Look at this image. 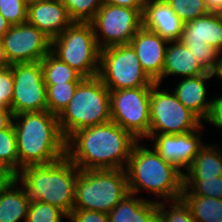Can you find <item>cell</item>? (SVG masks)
Wrapping results in <instances>:
<instances>
[{
    "mask_svg": "<svg viewBox=\"0 0 222 222\" xmlns=\"http://www.w3.org/2000/svg\"><path fill=\"white\" fill-rule=\"evenodd\" d=\"M222 143H206L183 173L184 180H204L222 176Z\"/></svg>",
    "mask_w": 222,
    "mask_h": 222,
    "instance_id": "603a6c76",
    "label": "cell"
},
{
    "mask_svg": "<svg viewBox=\"0 0 222 222\" xmlns=\"http://www.w3.org/2000/svg\"><path fill=\"white\" fill-rule=\"evenodd\" d=\"M98 77L110 91L151 87L155 83L143 71L130 43L101 50Z\"/></svg>",
    "mask_w": 222,
    "mask_h": 222,
    "instance_id": "ba28073f",
    "label": "cell"
},
{
    "mask_svg": "<svg viewBox=\"0 0 222 222\" xmlns=\"http://www.w3.org/2000/svg\"><path fill=\"white\" fill-rule=\"evenodd\" d=\"M0 40L11 65L41 61L51 51V39L28 22L11 25Z\"/></svg>",
    "mask_w": 222,
    "mask_h": 222,
    "instance_id": "9a60e30c",
    "label": "cell"
},
{
    "mask_svg": "<svg viewBox=\"0 0 222 222\" xmlns=\"http://www.w3.org/2000/svg\"><path fill=\"white\" fill-rule=\"evenodd\" d=\"M11 64L6 56L5 50L3 48L2 42L0 40V69H5L10 67Z\"/></svg>",
    "mask_w": 222,
    "mask_h": 222,
    "instance_id": "b9f144b4",
    "label": "cell"
},
{
    "mask_svg": "<svg viewBox=\"0 0 222 222\" xmlns=\"http://www.w3.org/2000/svg\"><path fill=\"white\" fill-rule=\"evenodd\" d=\"M79 168L67 157L46 165H30L17 173L31 200L57 206L68 216L73 211Z\"/></svg>",
    "mask_w": 222,
    "mask_h": 222,
    "instance_id": "277c9868",
    "label": "cell"
},
{
    "mask_svg": "<svg viewBox=\"0 0 222 222\" xmlns=\"http://www.w3.org/2000/svg\"><path fill=\"white\" fill-rule=\"evenodd\" d=\"M150 92L151 87L110 91L111 121L138 141L149 136Z\"/></svg>",
    "mask_w": 222,
    "mask_h": 222,
    "instance_id": "30bf717a",
    "label": "cell"
},
{
    "mask_svg": "<svg viewBox=\"0 0 222 222\" xmlns=\"http://www.w3.org/2000/svg\"><path fill=\"white\" fill-rule=\"evenodd\" d=\"M27 11L23 0H0V13L11 25L26 23Z\"/></svg>",
    "mask_w": 222,
    "mask_h": 222,
    "instance_id": "d6a6232c",
    "label": "cell"
},
{
    "mask_svg": "<svg viewBox=\"0 0 222 222\" xmlns=\"http://www.w3.org/2000/svg\"><path fill=\"white\" fill-rule=\"evenodd\" d=\"M184 189L191 196L222 199V176L204 180H184Z\"/></svg>",
    "mask_w": 222,
    "mask_h": 222,
    "instance_id": "4dcf8cb0",
    "label": "cell"
},
{
    "mask_svg": "<svg viewBox=\"0 0 222 222\" xmlns=\"http://www.w3.org/2000/svg\"><path fill=\"white\" fill-rule=\"evenodd\" d=\"M68 219L69 216L57 206L31 200L26 222H63Z\"/></svg>",
    "mask_w": 222,
    "mask_h": 222,
    "instance_id": "83f0119b",
    "label": "cell"
},
{
    "mask_svg": "<svg viewBox=\"0 0 222 222\" xmlns=\"http://www.w3.org/2000/svg\"><path fill=\"white\" fill-rule=\"evenodd\" d=\"M14 93V79L11 66L0 69V106L11 109V100Z\"/></svg>",
    "mask_w": 222,
    "mask_h": 222,
    "instance_id": "e575fe53",
    "label": "cell"
},
{
    "mask_svg": "<svg viewBox=\"0 0 222 222\" xmlns=\"http://www.w3.org/2000/svg\"><path fill=\"white\" fill-rule=\"evenodd\" d=\"M206 129L203 125L197 130L183 134H149L147 141L159 156L176 166L183 173L193 163L195 156L207 142L203 139ZM204 140V141H203Z\"/></svg>",
    "mask_w": 222,
    "mask_h": 222,
    "instance_id": "5bb4252c",
    "label": "cell"
},
{
    "mask_svg": "<svg viewBox=\"0 0 222 222\" xmlns=\"http://www.w3.org/2000/svg\"><path fill=\"white\" fill-rule=\"evenodd\" d=\"M158 222H196L182 198L158 202Z\"/></svg>",
    "mask_w": 222,
    "mask_h": 222,
    "instance_id": "4316f807",
    "label": "cell"
},
{
    "mask_svg": "<svg viewBox=\"0 0 222 222\" xmlns=\"http://www.w3.org/2000/svg\"><path fill=\"white\" fill-rule=\"evenodd\" d=\"M19 171L30 165L54 163L66 156V139L59 128L58 116L49 111L14 115Z\"/></svg>",
    "mask_w": 222,
    "mask_h": 222,
    "instance_id": "3957f363",
    "label": "cell"
},
{
    "mask_svg": "<svg viewBox=\"0 0 222 222\" xmlns=\"http://www.w3.org/2000/svg\"><path fill=\"white\" fill-rule=\"evenodd\" d=\"M217 92L220 94L212 93L214 95H211L210 108L206 118L202 122V125L205 128L207 126L215 127L214 129H218V133H220V131H222V93L221 91Z\"/></svg>",
    "mask_w": 222,
    "mask_h": 222,
    "instance_id": "836d02e7",
    "label": "cell"
},
{
    "mask_svg": "<svg viewBox=\"0 0 222 222\" xmlns=\"http://www.w3.org/2000/svg\"><path fill=\"white\" fill-rule=\"evenodd\" d=\"M14 93L11 111L14 115L23 112L48 111L46 85L40 61L11 65Z\"/></svg>",
    "mask_w": 222,
    "mask_h": 222,
    "instance_id": "4fadbf2b",
    "label": "cell"
},
{
    "mask_svg": "<svg viewBox=\"0 0 222 222\" xmlns=\"http://www.w3.org/2000/svg\"><path fill=\"white\" fill-rule=\"evenodd\" d=\"M205 73L206 71L181 40L168 42L161 75V84L165 83L166 78H187Z\"/></svg>",
    "mask_w": 222,
    "mask_h": 222,
    "instance_id": "ffe728a7",
    "label": "cell"
},
{
    "mask_svg": "<svg viewBox=\"0 0 222 222\" xmlns=\"http://www.w3.org/2000/svg\"><path fill=\"white\" fill-rule=\"evenodd\" d=\"M211 79V73L206 72L198 76L179 78L177 81L175 78V84H170L178 100L202 122L210 108L211 97L208 96L212 93H209L210 85L207 82L212 81Z\"/></svg>",
    "mask_w": 222,
    "mask_h": 222,
    "instance_id": "d6986e66",
    "label": "cell"
},
{
    "mask_svg": "<svg viewBox=\"0 0 222 222\" xmlns=\"http://www.w3.org/2000/svg\"><path fill=\"white\" fill-rule=\"evenodd\" d=\"M130 44L136 51L143 71L153 82L161 84L168 41L142 26Z\"/></svg>",
    "mask_w": 222,
    "mask_h": 222,
    "instance_id": "2e32d148",
    "label": "cell"
},
{
    "mask_svg": "<svg viewBox=\"0 0 222 222\" xmlns=\"http://www.w3.org/2000/svg\"><path fill=\"white\" fill-rule=\"evenodd\" d=\"M210 12L222 13V0H205Z\"/></svg>",
    "mask_w": 222,
    "mask_h": 222,
    "instance_id": "60d3db41",
    "label": "cell"
},
{
    "mask_svg": "<svg viewBox=\"0 0 222 222\" xmlns=\"http://www.w3.org/2000/svg\"><path fill=\"white\" fill-rule=\"evenodd\" d=\"M181 198L188 205L196 222H222V199L191 196L185 189Z\"/></svg>",
    "mask_w": 222,
    "mask_h": 222,
    "instance_id": "cb8c5ba5",
    "label": "cell"
},
{
    "mask_svg": "<svg viewBox=\"0 0 222 222\" xmlns=\"http://www.w3.org/2000/svg\"><path fill=\"white\" fill-rule=\"evenodd\" d=\"M128 194L125 169L80 170L73 209L108 214Z\"/></svg>",
    "mask_w": 222,
    "mask_h": 222,
    "instance_id": "8992f818",
    "label": "cell"
},
{
    "mask_svg": "<svg viewBox=\"0 0 222 222\" xmlns=\"http://www.w3.org/2000/svg\"><path fill=\"white\" fill-rule=\"evenodd\" d=\"M210 73L212 80L214 79L216 81V79H218L219 82L222 84V51L218 52L215 66Z\"/></svg>",
    "mask_w": 222,
    "mask_h": 222,
    "instance_id": "ab89813d",
    "label": "cell"
},
{
    "mask_svg": "<svg viewBox=\"0 0 222 222\" xmlns=\"http://www.w3.org/2000/svg\"><path fill=\"white\" fill-rule=\"evenodd\" d=\"M142 26L171 42L181 40L184 22L166 0H146L142 12Z\"/></svg>",
    "mask_w": 222,
    "mask_h": 222,
    "instance_id": "e0dca14e",
    "label": "cell"
},
{
    "mask_svg": "<svg viewBox=\"0 0 222 222\" xmlns=\"http://www.w3.org/2000/svg\"><path fill=\"white\" fill-rule=\"evenodd\" d=\"M30 202L18 180L8 183L0 193V222H26Z\"/></svg>",
    "mask_w": 222,
    "mask_h": 222,
    "instance_id": "7402d4cb",
    "label": "cell"
},
{
    "mask_svg": "<svg viewBox=\"0 0 222 222\" xmlns=\"http://www.w3.org/2000/svg\"><path fill=\"white\" fill-rule=\"evenodd\" d=\"M137 141L109 121L72 133L66 139V156L79 170L125 169Z\"/></svg>",
    "mask_w": 222,
    "mask_h": 222,
    "instance_id": "6da1fadb",
    "label": "cell"
},
{
    "mask_svg": "<svg viewBox=\"0 0 222 222\" xmlns=\"http://www.w3.org/2000/svg\"><path fill=\"white\" fill-rule=\"evenodd\" d=\"M166 2L184 23L210 13L205 0H166Z\"/></svg>",
    "mask_w": 222,
    "mask_h": 222,
    "instance_id": "f546056e",
    "label": "cell"
},
{
    "mask_svg": "<svg viewBox=\"0 0 222 222\" xmlns=\"http://www.w3.org/2000/svg\"><path fill=\"white\" fill-rule=\"evenodd\" d=\"M27 6L38 3V2H43V1H48V0H23Z\"/></svg>",
    "mask_w": 222,
    "mask_h": 222,
    "instance_id": "f6af8a7d",
    "label": "cell"
},
{
    "mask_svg": "<svg viewBox=\"0 0 222 222\" xmlns=\"http://www.w3.org/2000/svg\"><path fill=\"white\" fill-rule=\"evenodd\" d=\"M0 176L8 183H12L17 180V172L2 158H0Z\"/></svg>",
    "mask_w": 222,
    "mask_h": 222,
    "instance_id": "8d00e7d4",
    "label": "cell"
},
{
    "mask_svg": "<svg viewBox=\"0 0 222 222\" xmlns=\"http://www.w3.org/2000/svg\"><path fill=\"white\" fill-rule=\"evenodd\" d=\"M80 82L46 85L47 107L51 114L59 116L72 99Z\"/></svg>",
    "mask_w": 222,
    "mask_h": 222,
    "instance_id": "484cf974",
    "label": "cell"
},
{
    "mask_svg": "<svg viewBox=\"0 0 222 222\" xmlns=\"http://www.w3.org/2000/svg\"><path fill=\"white\" fill-rule=\"evenodd\" d=\"M13 118L11 109L0 106V131L9 128L13 124Z\"/></svg>",
    "mask_w": 222,
    "mask_h": 222,
    "instance_id": "74e56055",
    "label": "cell"
},
{
    "mask_svg": "<svg viewBox=\"0 0 222 222\" xmlns=\"http://www.w3.org/2000/svg\"><path fill=\"white\" fill-rule=\"evenodd\" d=\"M109 121L110 90L98 76L84 78L67 107L58 116L59 128L65 139L77 130Z\"/></svg>",
    "mask_w": 222,
    "mask_h": 222,
    "instance_id": "5b68a950",
    "label": "cell"
},
{
    "mask_svg": "<svg viewBox=\"0 0 222 222\" xmlns=\"http://www.w3.org/2000/svg\"><path fill=\"white\" fill-rule=\"evenodd\" d=\"M51 52L84 78L98 76L101 49L91 23L74 22L51 40Z\"/></svg>",
    "mask_w": 222,
    "mask_h": 222,
    "instance_id": "52a82bcc",
    "label": "cell"
},
{
    "mask_svg": "<svg viewBox=\"0 0 222 222\" xmlns=\"http://www.w3.org/2000/svg\"><path fill=\"white\" fill-rule=\"evenodd\" d=\"M69 222H109L108 214L81 209H73L69 215Z\"/></svg>",
    "mask_w": 222,
    "mask_h": 222,
    "instance_id": "d590c367",
    "label": "cell"
},
{
    "mask_svg": "<svg viewBox=\"0 0 222 222\" xmlns=\"http://www.w3.org/2000/svg\"><path fill=\"white\" fill-rule=\"evenodd\" d=\"M8 185V182L0 176V193Z\"/></svg>",
    "mask_w": 222,
    "mask_h": 222,
    "instance_id": "ee69618b",
    "label": "cell"
},
{
    "mask_svg": "<svg viewBox=\"0 0 222 222\" xmlns=\"http://www.w3.org/2000/svg\"><path fill=\"white\" fill-rule=\"evenodd\" d=\"M62 2L71 19L80 23H90L104 3L103 0H62Z\"/></svg>",
    "mask_w": 222,
    "mask_h": 222,
    "instance_id": "f1b7e54d",
    "label": "cell"
},
{
    "mask_svg": "<svg viewBox=\"0 0 222 222\" xmlns=\"http://www.w3.org/2000/svg\"><path fill=\"white\" fill-rule=\"evenodd\" d=\"M181 41L201 67L206 72H211L218 52L222 51V13L210 12L184 23Z\"/></svg>",
    "mask_w": 222,
    "mask_h": 222,
    "instance_id": "7c38bea8",
    "label": "cell"
},
{
    "mask_svg": "<svg viewBox=\"0 0 222 222\" xmlns=\"http://www.w3.org/2000/svg\"><path fill=\"white\" fill-rule=\"evenodd\" d=\"M10 27H11V24L0 13V39L10 29Z\"/></svg>",
    "mask_w": 222,
    "mask_h": 222,
    "instance_id": "7bdbcfd3",
    "label": "cell"
},
{
    "mask_svg": "<svg viewBox=\"0 0 222 222\" xmlns=\"http://www.w3.org/2000/svg\"><path fill=\"white\" fill-rule=\"evenodd\" d=\"M45 85L81 82L84 77L51 51L40 61Z\"/></svg>",
    "mask_w": 222,
    "mask_h": 222,
    "instance_id": "d4e9b609",
    "label": "cell"
},
{
    "mask_svg": "<svg viewBox=\"0 0 222 222\" xmlns=\"http://www.w3.org/2000/svg\"><path fill=\"white\" fill-rule=\"evenodd\" d=\"M129 193L109 213V222H158V202Z\"/></svg>",
    "mask_w": 222,
    "mask_h": 222,
    "instance_id": "44dd1931",
    "label": "cell"
},
{
    "mask_svg": "<svg viewBox=\"0 0 222 222\" xmlns=\"http://www.w3.org/2000/svg\"><path fill=\"white\" fill-rule=\"evenodd\" d=\"M149 134H183L197 130L202 121L187 109L175 93L154 83L150 92Z\"/></svg>",
    "mask_w": 222,
    "mask_h": 222,
    "instance_id": "9c48e42d",
    "label": "cell"
},
{
    "mask_svg": "<svg viewBox=\"0 0 222 222\" xmlns=\"http://www.w3.org/2000/svg\"><path fill=\"white\" fill-rule=\"evenodd\" d=\"M125 171L129 193L145 198L146 191V196L151 194L148 199L156 202L182 196L183 172L164 161L147 141L134 144Z\"/></svg>",
    "mask_w": 222,
    "mask_h": 222,
    "instance_id": "7a4b0ae2",
    "label": "cell"
},
{
    "mask_svg": "<svg viewBox=\"0 0 222 222\" xmlns=\"http://www.w3.org/2000/svg\"><path fill=\"white\" fill-rule=\"evenodd\" d=\"M27 22L51 40L74 23L62 0H48L29 5Z\"/></svg>",
    "mask_w": 222,
    "mask_h": 222,
    "instance_id": "ac0fdd59",
    "label": "cell"
},
{
    "mask_svg": "<svg viewBox=\"0 0 222 222\" xmlns=\"http://www.w3.org/2000/svg\"><path fill=\"white\" fill-rule=\"evenodd\" d=\"M143 9L103 3L90 22L100 49L129 44L142 27Z\"/></svg>",
    "mask_w": 222,
    "mask_h": 222,
    "instance_id": "8fae6325",
    "label": "cell"
},
{
    "mask_svg": "<svg viewBox=\"0 0 222 222\" xmlns=\"http://www.w3.org/2000/svg\"><path fill=\"white\" fill-rule=\"evenodd\" d=\"M0 158L6 161L17 173L19 172L17 140L13 124L0 131Z\"/></svg>",
    "mask_w": 222,
    "mask_h": 222,
    "instance_id": "1f68e13d",
    "label": "cell"
},
{
    "mask_svg": "<svg viewBox=\"0 0 222 222\" xmlns=\"http://www.w3.org/2000/svg\"><path fill=\"white\" fill-rule=\"evenodd\" d=\"M146 0H103L104 3L128 8H144Z\"/></svg>",
    "mask_w": 222,
    "mask_h": 222,
    "instance_id": "f35d334b",
    "label": "cell"
}]
</instances>
